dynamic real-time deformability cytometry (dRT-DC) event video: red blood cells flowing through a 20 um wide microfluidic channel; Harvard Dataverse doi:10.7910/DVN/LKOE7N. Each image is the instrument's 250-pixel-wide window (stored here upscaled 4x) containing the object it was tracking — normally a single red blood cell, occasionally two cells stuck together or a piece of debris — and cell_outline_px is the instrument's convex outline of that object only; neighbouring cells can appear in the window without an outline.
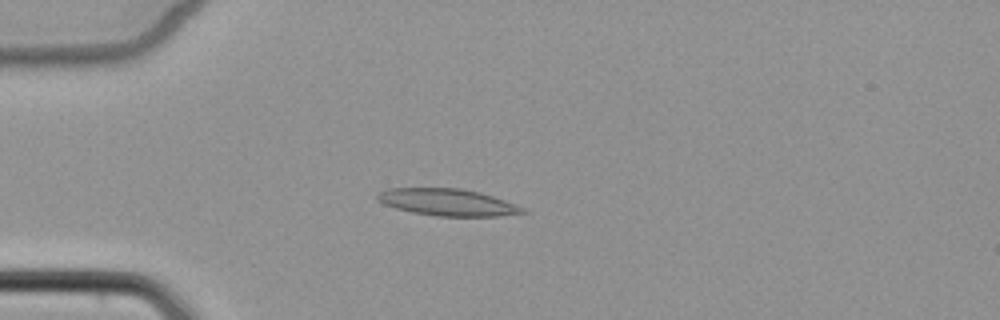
{"species": "common noctule bat (a hibernating species)", "species_latin": "Nyctalus noctula", "temperature_condition": "cold", "stored_images_in_passage": 5, "camera_frame_rate_fps": 3000, "um_per_image_px": 0.085, "animal": {"sex": "female", "body_mass_g": 22.7, "forearm_length_mm": 54.2}, "frame": {"image": 1, "passage_image": 5, "time_ms": 5.0, "image_size_px": [1000, 320], "cell_outline_px": [[528, 212], [500, 216], [436, 216], [412, 212], [396, 208], [384, 204], [376, 200], [376, 192], [388, 188], [460, 188], [480, 192], [516, 204], [524, 208]], "centroid_in_image_um": [38.01, 17.19], "position_along_channel_um": 47.0, "area_um2": 22.89}}